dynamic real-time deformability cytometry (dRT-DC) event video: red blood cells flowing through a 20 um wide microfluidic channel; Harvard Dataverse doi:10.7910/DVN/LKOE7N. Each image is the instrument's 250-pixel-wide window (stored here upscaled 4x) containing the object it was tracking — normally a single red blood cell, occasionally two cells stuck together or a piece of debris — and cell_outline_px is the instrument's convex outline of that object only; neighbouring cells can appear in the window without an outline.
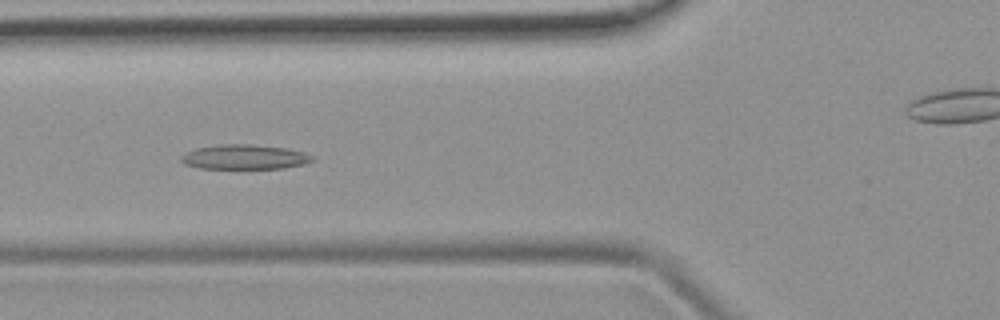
{"species": "common noctule bat (a hibernating species)", "species_latin": "Nyctalus noctula", "temperature_condition": "room temperature", "stored_images_in_passage": 49, "camera_frame_rate_fps": 3000, "um_per_image_px": 0.085, "animal": {"sex": "female", "body_mass_g": 19.9}, "frame": {"image": 1, "passage_image": 18, "time_ms": 5.667, "image_size_px": [1000, 320], "cell_outline_px": [[316, 160], [304, 164], [284, 168], [200, 168], [184, 164], [180, 160], [180, 156], [184, 152], [196, 148], [216, 144], [252, 144], [288, 148], [304, 152], [316, 156]], "centroid_in_image_um": [20.81, 13.33], "position_along_channel_um": 105.0, "area_um2": 19.19}}
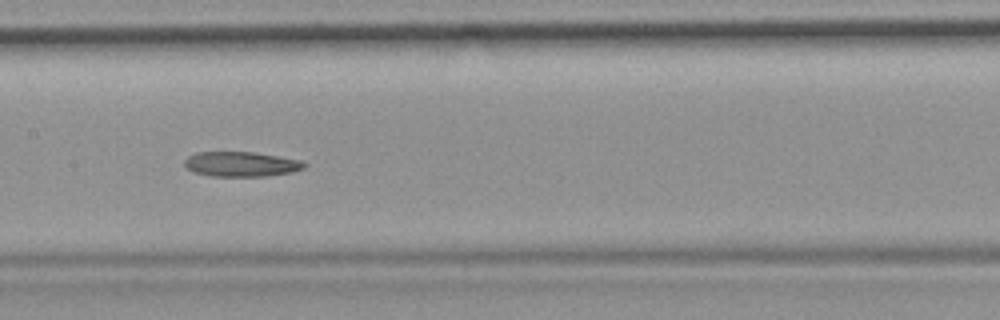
{"frame": {"image": 2, "passage_image": 24, "time_ms": 7.667, "image_size_px": [1000, 320], "cell_outline_px": [[308, 164], [304, 168], [292, 172], [268, 176], [212, 176], [192, 172], [184, 164], [184, 160], [188, 156], [196, 152], [256, 152], [300, 160]], "centroid_in_image_um": [20.5, 13.95], "position_along_channel_um": 186.9, "area_um2": 17.46}}
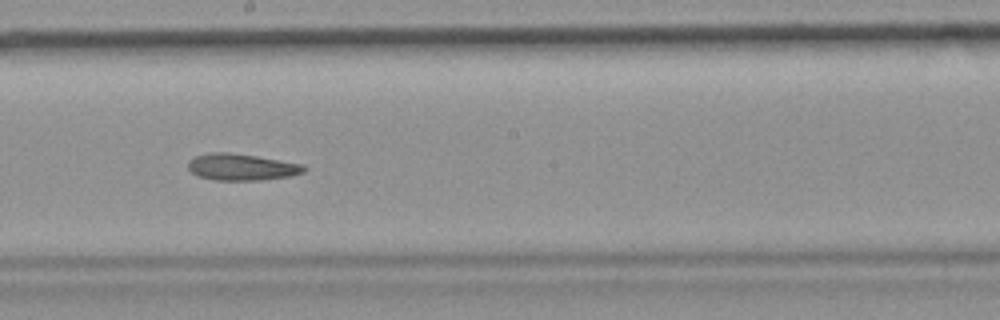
{"frame": {"image": 3, "passage_image": 27, "time_ms": 8.667, "image_size_px": [1000, 320], "cell_outline_px": [[308, 168], [304, 172], [288, 176], [260, 180], [212, 180], [196, 176], [188, 168], [188, 160], [196, 156], [208, 152], [228, 152], [256, 156], [304, 164]], "centroid_in_image_um": [20.51, 14.19], "position_along_channel_um": 227.7, "area_um2": 18.09}}